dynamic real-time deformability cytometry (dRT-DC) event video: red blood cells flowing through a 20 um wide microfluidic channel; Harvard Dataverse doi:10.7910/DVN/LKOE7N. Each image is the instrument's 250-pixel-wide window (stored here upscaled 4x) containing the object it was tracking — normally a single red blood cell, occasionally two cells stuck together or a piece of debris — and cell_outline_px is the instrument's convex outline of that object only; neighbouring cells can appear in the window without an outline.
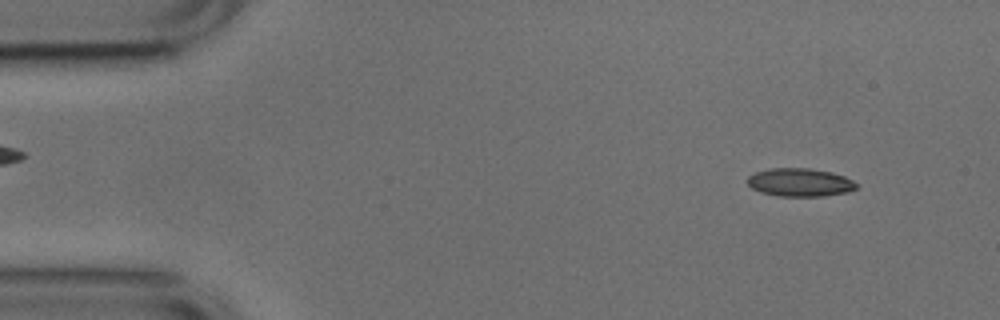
{"species": "common noctule bat (a hibernating species)", "species_latin": "Nyctalus noctula", "temperature_condition": "cold", "stored_images_in_passage": 21, "camera_frame_rate_fps": 3000, "um_per_image_px": 0.085, "animal": {"sex": "male", "body_mass_g": 17.9, "forearm_length_mm": 54.2}, "frame": {"image": 1, "passage_image": 4, "time_ms": 1.0, "image_size_px": [1000, 320], "cell_outline_px": [[856, 188], [848, 192], [824, 196], [780, 196], [760, 192], [752, 188], [748, 184], [748, 176], [756, 172], [768, 168], [808, 168], [828, 172], [844, 176], [852, 180], [856, 184]], "centroid_in_image_um": [67.97, 15.5], "position_along_channel_um": 17.0, "area_um2": 17.74}}
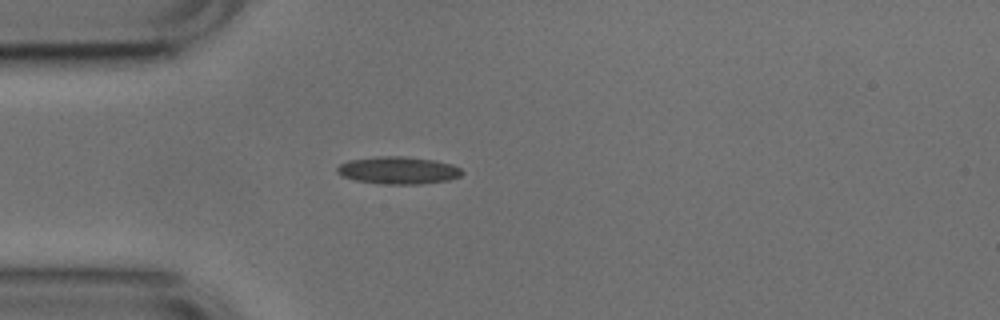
{"frame": {"image": 2, "passage_image": 13, "time_ms": 4.0, "image_size_px": [1000, 320], "cell_outline_px": [[464, 172], [460, 176], [448, 180], [420, 184], [380, 184], [356, 180], [340, 176], [336, 172], [336, 168], [340, 164], [348, 160], [376, 156], [400, 156], [432, 160], [452, 164], [460, 168]], "centroid_in_image_um": [33.81, 14.48], "position_along_channel_um": 51.2, "area_um2": 20.0}}